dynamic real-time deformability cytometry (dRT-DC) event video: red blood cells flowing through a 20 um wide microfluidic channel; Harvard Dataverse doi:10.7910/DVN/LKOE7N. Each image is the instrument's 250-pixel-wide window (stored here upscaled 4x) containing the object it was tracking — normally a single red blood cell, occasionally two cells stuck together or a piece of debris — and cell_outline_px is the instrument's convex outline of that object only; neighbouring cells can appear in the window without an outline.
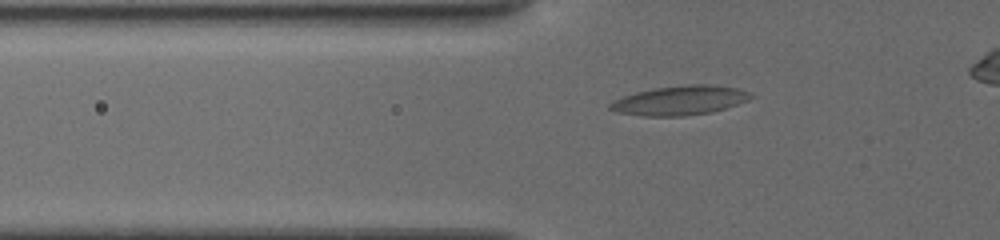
{"species": "common noctule bat (a hibernating species)", "species_latin": "Nyctalus noctula", "temperature_condition": "cold", "stored_images_in_passage": 35, "camera_frame_rate_fps": 3000, "um_per_image_px": 0.085, "animal": {"sex": "female", "body_mass_g": 19.5, "forearm_length_mm": 54.1}, "frame": {"image": 1, "passage_image": 3, "time_ms": 0.667, "image_size_px": [1000, 240], "cell_outline_px": [[752, 96], [736, 104], [712, 112], [684, 116], [644, 116], [620, 112], [608, 108], [608, 104], [624, 96], [636, 92], [656, 88], [692, 84], [700, 84], [736, 88], [748, 92]], "centroid_in_image_um": [57.74, 8.54], "position_along_channel_um": 68.1, "area_um2": 23.35}}
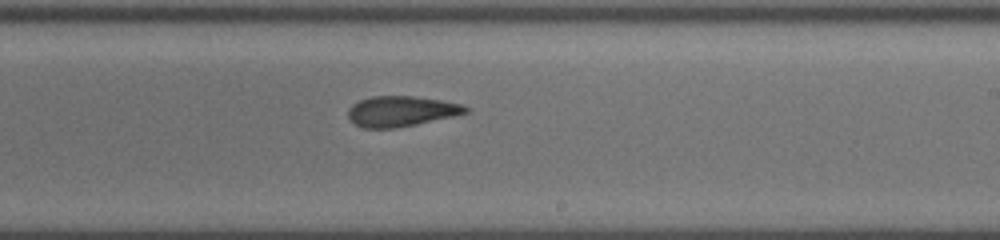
{"frame": {"image": 2, "passage_image": 20, "time_ms": 5.667, "image_size_px": [1000, 240], "cell_outline_px": [[468, 112], [412, 124], [392, 128], [364, 128], [356, 124], [348, 116], [348, 108], [352, 104], [360, 100], [372, 96], [412, 96], [440, 100], [460, 104], [468, 108]], "centroid_in_image_um": [34.02, 9.44], "position_along_channel_um": 255.0, "area_um2": 20.17}}
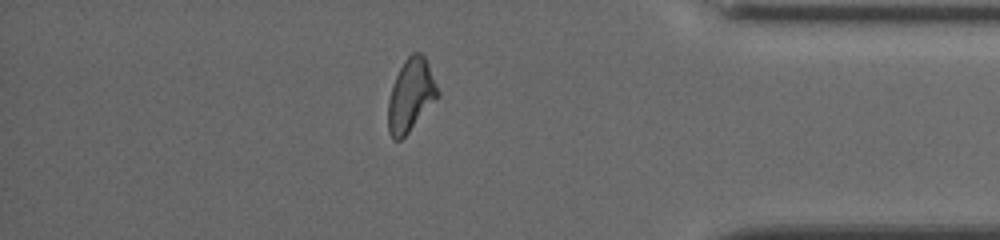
{"frame": {"image": 3, "passage_image": 33, "time_ms": 10.0, "image_size_px": [1000, 240], "cell_outline_px": [[440, 96], [408, 132], [400, 140], [396, 140], [388, 132], [388, 100], [392, 84], [404, 60], [412, 52], [420, 52], [424, 56], [428, 64], [440, 92]], "centroid_in_image_um": [34.92, 8.08], "position_along_channel_um": 400.3, "area_um2": 20.92}}